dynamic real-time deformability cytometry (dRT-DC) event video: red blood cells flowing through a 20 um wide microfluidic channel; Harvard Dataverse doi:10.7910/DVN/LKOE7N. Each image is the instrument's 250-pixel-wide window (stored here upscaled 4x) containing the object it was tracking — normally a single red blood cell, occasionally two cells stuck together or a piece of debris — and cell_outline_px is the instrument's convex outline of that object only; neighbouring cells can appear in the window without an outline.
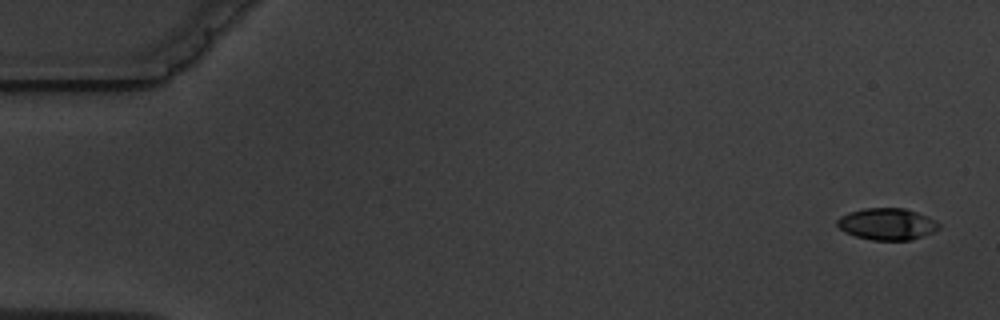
{"species": "common noctule bat (a hibernating species)", "species_latin": "Nyctalus noctula", "temperature_condition": "warm", "stored_images_in_passage": 5, "camera_frame_rate_fps": 3000, "um_per_image_px": 0.085, "animal": {"sex": "male", "body_mass_g": 19.5, "forearm_length_mm": 54.6}, "frame": {"image": 1, "passage_image": 1, "time_ms": 0.0, "image_size_px": [1000, 320], "cell_outline_px": [[940, 228], [932, 232], [912, 240], [872, 240], [856, 236], [844, 232], [836, 224], [836, 220], [840, 216], [848, 212], [864, 208], [904, 208], [928, 216], [936, 220], [940, 224]], "centroid_in_image_um": [75.39, 19.04], "position_along_channel_um": 9.6, "area_um2": 18.9}}
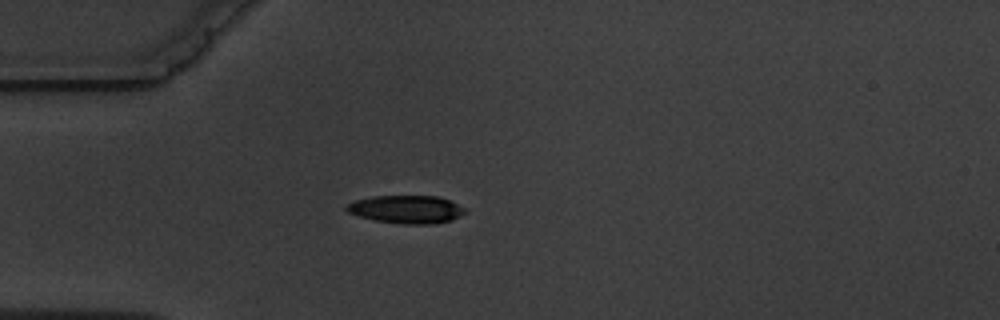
{"frame": {"image": 2, "passage_image": 5, "time_ms": 4.667, "image_size_px": [1000, 320], "cell_outline_px": [[468, 212], [452, 220], [432, 224], [400, 224], [372, 220], [348, 212], [344, 208], [348, 204], [356, 200], [372, 196], [440, 196], [464, 208]], "centroid_in_image_um": [34.55, 17.8], "position_along_channel_um": 50.5, "area_um2": 19.36}}